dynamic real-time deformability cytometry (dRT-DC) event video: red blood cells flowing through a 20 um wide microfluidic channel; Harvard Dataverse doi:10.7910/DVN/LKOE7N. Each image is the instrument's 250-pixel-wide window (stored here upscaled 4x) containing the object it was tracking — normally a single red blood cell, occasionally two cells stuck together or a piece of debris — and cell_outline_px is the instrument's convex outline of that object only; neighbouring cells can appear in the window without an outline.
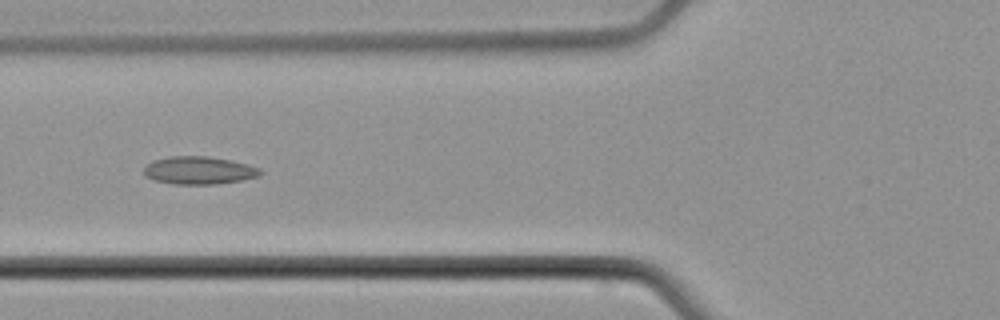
{"species": "common noctule bat (a hibernating species)", "species_latin": "Nyctalus noctula", "temperature_condition": "cold", "stored_images_in_passage": 7, "camera_frame_rate_fps": 3000, "um_per_image_px": 0.085, "animal": {"sex": "male", "body_mass_g": 21.5, "forearm_length_mm": 52.0}, "frame": {"image": 1, "passage_image": 6, "time_ms": 7.0, "image_size_px": [1000, 320], "cell_outline_px": [[264, 172], [260, 176], [240, 180], [216, 184], [172, 184], [152, 180], [144, 176], [144, 168], [152, 160], [168, 156], [204, 156], [228, 160], [248, 164], [260, 168]], "centroid_in_image_um": [16.89, 14.49], "position_along_channel_um": 108.9, "area_um2": 18.96}}
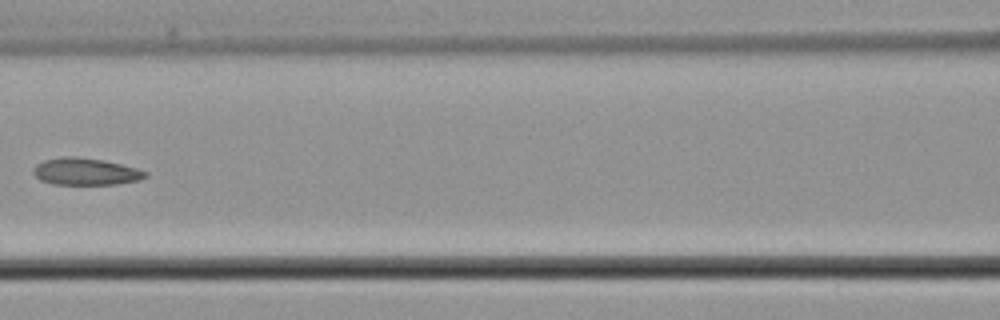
{"frame": {"image": 2, "passage_image": 7, "time_ms": 8.333, "image_size_px": [1000, 320], "cell_outline_px": [[148, 176], [140, 180], [116, 184], [52, 184], [40, 180], [32, 172], [32, 168], [36, 164], [44, 160], [64, 156], [76, 156], [104, 160], [136, 168], [148, 172]], "centroid_in_image_um": [7.26, 14.58], "position_along_channel_um": 159.3, "area_um2": 17.74}}